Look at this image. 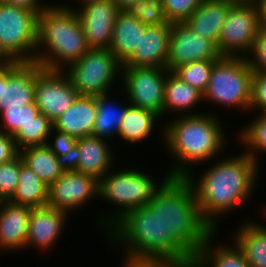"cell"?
I'll return each instance as SVG.
<instances>
[{"label": "cell", "mask_w": 266, "mask_h": 267, "mask_svg": "<svg viewBox=\"0 0 266 267\" xmlns=\"http://www.w3.org/2000/svg\"><path fill=\"white\" fill-rule=\"evenodd\" d=\"M156 214L164 238V262L191 267L213 228L201 216L193 185L170 176L147 203Z\"/></svg>", "instance_id": "obj_1"}, {"label": "cell", "mask_w": 266, "mask_h": 267, "mask_svg": "<svg viewBox=\"0 0 266 267\" xmlns=\"http://www.w3.org/2000/svg\"><path fill=\"white\" fill-rule=\"evenodd\" d=\"M236 154L226 157L224 153V158L219 156L214 164L210 161L205 164L208 168L198 170L199 175L192 171L186 176L195 190L201 216L214 231H221L222 217L243 209L256 195L262 165L243 150Z\"/></svg>", "instance_id": "obj_2"}, {"label": "cell", "mask_w": 266, "mask_h": 267, "mask_svg": "<svg viewBox=\"0 0 266 267\" xmlns=\"http://www.w3.org/2000/svg\"><path fill=\"white\" fill-rule=\"evenodd\" d=\"M206 111L164 120L162 148L172 158L171 165L167 166L164 173L172 177H186L208 161L224 155L227 144H230L227 137L230 134H227L225 123L223 125L224 119L217 112Z\"/></svg>", "instance_id": "obj_3"}, {"label": "cell", "mask_w": 266, "mask_h": 267, "mask_svg": "<svg viewBox=\"0 0 266 267\" xmlns=\"http://www.w3.org/2000/svg\"><path fill=\"white\" fill-rule=\"evenodd\" d=\"M52 2L38 15L34 62L43 69L63 71L90 48L76 11Z\"/></svg>", "instance_id": "obj_4"}, {"label": "cell", "mask_w": 266, "mask_h": 267, "mask_svg": "<svg viewBox=\"0 0 266 267\" xmlns=\"http://www.w3.org/2000/svg\"><path fill=\"white\" fill-rule=\"evenodd\" d=\"M104 177L99 179L98 199L104 203L112 204L109 210L101 211L100 215L96 214L98 221L95 224L98 229L97 233L105 234L118 220H120L127 212L134 208L147 206V203L156 194V191L170 177L166 174L162 178H157L150 173L149 170L144 172L143 167L137 168L118 164ZM121 166V167H120ZM137 168V169H136ZM140 169V170H139ZM104 212V213H103ZM107 212V213H106ZM102 231V232H100Z\"/></svg>", "instance_id": "obj_5"}, {"label": "cell", "mask_w": 266, "mask_h": 267, "mask_svg": "<svg viewBox=\"0 0 266 267\" xmlns=\"http://www.w3.org/2000/svg\"><path fill=\"white\" fill-rule=\"evenodd\" d=\"M103 237L107 239L105 243L111 252L118 247L122 249V259L164 262L160 221L148 206L127 212Z\"/></svg>", "instance_id": "obj_6"}, {"label": "cell", "mask_w": 266, "mask_h": 267, "mask_svg": "<svg viewBox=\"0 0 266 267\" xmlns=\"http://www.w3.org/2000/svg\"><path fill=\"white\" fill-rule=\"evenodd\" d=\"M252 75L246 57L221 56L212 67L202 105L211 103L219 109L238 111L241 116L249 114Z\"/></svg>", "instance_id": "obj_7"}, {"label": "cell", "mask_w": 266, "mask_h": 267, "mask_svg": "<svg viewBox=\"0 0 266 267\" xmlns=\"http://www.w3.org/2000/svg\"><path fill=\"white\" fill-rule=\"evenodd\" d=\"M122 67L109 48L90 49L63 71L79 95L98 96L120 88Z\"/></svg>", "instance_id": "obj_8"}, {"label": "cell", "mask_w": 266, "mask_h": 267, "mask_svg": "<svg viewBox=\"0 0 266 267\" xmlns=\"http://www.w3.org/2000/svg\"><path fill=\"white\" fill-rule=\"evenodd\" d=\"M22 6L0 3V44L20 62H34L38 15Z\"/></svg>", "instance_id": "obj_9"}, {"label": "cell", "mask_w": 266, "mask_h": 267, "mask_svg": "<svg viewBox=\"0 0 266 267\" xmlns=\"http://www.w3.org/2000/svg\"><path fill=\"white\" fill-rule=\"evenodd\" d=\"M261 28L255 3L232 4L216 45L219 53L222 56L246 57Z\"/></svg>", "instance_id": "obj_10"}, {"label": "cell", "mask_w": 266, "mask_h": 267, "mask_svg": "<svg viewBox=\"0 0 266 267\" xmlns=\"http://www.w3.org/2000/svg\"><path fill=\"white\" fill-rule=\"evenodd\" d=\"M167 72L165 68L123 66L120 89L132 106L153 111L163 120Z\"/></svg>", "instance_id": "obj_11"}, {"label": "cell", "mask_w": 266, "mask_h": 267, "mask_svg": "<svg viewBox=\"0 0 266 267\" xmlns=\"http://www.w3.org/2000/svg\"><path fill=\"white\" fill-rule=\"evenodd\" d=\"M99 180L89 174L66 171L48 186L47 205L70 215L98 199Z\"/></svg>", "instance_id": "obj_12"}, {"label": "cell", "mask_w": 266, "mask_h": 267, "mask_svg": "<svg viewBox=\"0 0 266 267\" xmlns=\"http://www.w3.org/2000/svg\"><path fill=\"white\" fill-rule=\"evenodd\" d=\"M35 104L54 122L78 98L79 93L62 70L42 69L34 81Z\"/></svg>", "instance_id": "obj_13"}, {"label": "cell", "mask_w": 266, "mask_h": 267, "mask_svg": "<svg viewBox=\"0 0 266 267\" xmlns=\"http://www.w3.org/2000/svg\"><path fill=\"white\" fill-rule=\"evenodd\" d=\"M221 56L212 40L195 33L185 22L171 25L167 59L168 71H173L185 63L198 60H218Z\"/></svg>", "instance_id": "obj_14"}, {"label": "cell", "mask_w": 266, "mask_h": 267, "mask_svg": "<svg viewBox=\"0 0 266 267\" xmlns=\"http://www.w3.org/2000/svg\"><path fill=\"white\" fill-rule=\"evenodd\" d=\"M90 49H108L120 11L113 0H92L75 9Z\"/></svg>", "instance_id": "obj_15"}, {"label": "cell", "mask_w": 266, "mask_h": 267, "mask_svg": "<svg viewBox=\"0 0 266 267\" xmlns=\"http://www.w3.org/2000/svg\"><path fill=\"white\" fill-rule=\"evenodd\" d=\"M69 217V213L48 205L32 208L25 250L31 247L42 255L53 252L69 224Z\"/></svg>", "instance_id": "obj_16"}, {"label": "cell", "mask_w": 266, "mask_h": 267, "mask_svg": "<svg viewBox=\"0 0 266 267\" xmlns=\"http://www.w3.org/2000/svg\"><path fill=\"white\" fill-rule=\"evenodd\" d=\"M171 23L147 26L141 32V41L134 54L123 64L129 67H154L167 69Z\"/></svg>", "instance_id": "obj_17"}, {"label": "cell", "mask_w": 266, "mask_h": 267, "mask_svg": "<svg viewBox=\"0 0 266 267\" xmlns=\"http://www.w3.org/2000/svg\"><path fill=\"white\" fill-rule=\"evenodd\" d=\"M42 69L36 62H21L1 82L0 112L35 103L34 81Z\"/></svg>", "instance_id": "obj_18"}, {"label": "cell", "mask_w": 266, "mask_h": 267, "mask_svg": "<svg viewBox=\"0 0 266 267\" xmlns=\"http://www.w3.org/2000/svg\"><path fill=\"white\" fill-rule=\"evenodd\" d=\"M31 210L32 208L26 205L10 201L0 202L1 252H24Z\"/></svg>", "instance_id": "obj_19"}, {"label": "cell", "mask_w": 266, "mask_h": 267, "mask_svg": "<svg viewBox=\"0 0 266 267\" xmlns=\"http://www.w3.org/2000/svg\"><path fill=\"white\" fill-rule=\"evenodd\" d=\"M109 142L107 139L93 135L78 138L76 146L80 156L76 171L92 175L99 180L115 166H118L117 153L112 147V143ZM113 149L114 151H112Z\"/></svg>", "instance_id": "obj_20"}, {"label": "cell", "mask_w": 266, "mask_h": 267, "mask_svg": "<svg viewBox=\"0 0 266 267\" xmlns=\"http://www.w3.org/2000/svg\"><path fill=\"white\" fill-rule=\"evenodd\" d=\"M201 103H204L202 92L182 81L172 71L167 72L164 85L163 121L168 119V116L171 119L172 116L178 117L204 113L206 112L205 110L201 112L196 109L197 107H204L200 106ZM171 114L173 115L171 116Z\"/></svg>", "instance_id": "obj_21"}, {"label": "cell", "mask_w": 266, "mask_h": 267, "mask_svg": "<svg viewBox=\"0 0 266 267\" xmlns=\"http://www.w3.org/2000/svg\"><path fill=\"white\" fill-rule=\"evenodd\" d=\"M120 91L122 94L119 93V95L123 99H119L118 96L114 98L118 91L117 93L111 92L96 96V119L93 125V136L109 141L117 139L122 120L131 106L125 94L121 89Z\"/></svg>", "instance_id": "obj_22"}, {"label": "cell", "mask_w": 266, "mask_h": 267, "mask_svg": "<svg viewBox=\"0 0 266 267\" xmlns=\"http://www.w3.org/2000/svg\"><path fill=\"white\" fill-rule=\"evenodd\" d=\"M161 119L153 111L131 105L122 120L117 139H121L124 142L123 146L127 143L131 144V146L138 143L141 145L155 134L154 130H157L156 132L159 130L158 135L161 137L159 139L164 142V122Z\"/></svg>", "instance_id": "obj_23"}, {"label": "cell", "mask_w": 266, "mask_h": 267, "mask_svg": "<svg viewBox=\"0 0 266 267\" xmlns=\"http://www.w3.org/2000/svg\"><path fill=\"white\" fill-rule=\"evenodd\" d=\"M245 219L236 226L230 241L242 251L249 267H266V223L262 225L255 218Z\"/></svg>", "instance_id": "obj_24"}, {"label": "cell", "mask_w": 266, "mask_h": 267, "mask_svg": "<svg viewBox=\"0 0 266 267\" xmlns=\"http://www.w3.org/2000/svg\"><path fill=\"white\" fill-rule=\"evenodd\" d=\"M96 119V96L79 95L75 102L54 122L53 128L76 139L91 136Z\"/></svg>", "instance_id": "obj_25"}, {"label": "cell", "mask_w": 266, "mask_h": 267, "mask_svg": "<svg viewBox=\"0 0 266 267\" xmlns=\"http://www.w3.org/2000/svg\"><path fill=\"white\" fill-rule=\"evenodd\" d=\"M232 3L223 0H203L185 22L200 36L218 43L220 30Z\"/></svg>", "instance_id": "obj_26"}, {"label": "cell", "mask_w": 266, "mask_h": 267, "mask_svg": "<svg viewBox=\"0 0 266 267\" xmlns=\"http://www.w3.org/2000/svg\"><path fill=\"white\" fill-rule=\"evenodd\" d=\"M219 231H214L199 253L194 257L191 267H249L242 251L231 243L216 242ZM225 243V244H224Z\"/></svg>", "instance_id": "obj_27"}, {"label": "cell", "mask_w": 266, "mask_h": 267, "mask_svg": "<svg viewBox=\"0 0 266 267\" xmlns=\"http://www.w3.org/2000/svg\"><path fill=\"white\" fill-rule=\"evenodd\" d=\"M146 27L126 11L118 12L109 49L122 64L134 54L141 41V32H144Z\"/></svg>", "instance_id": "obj_28"}, {"label": "cell", "mask_w": 266, "mask_h": 267, "mask_svg": "<svg viewBox=\"0 0 266 267\" xmlns=\"http://www.w3.org/2000/svg\"><path fill=\"white\" fill-rule=\"evenodd\" d=\"M48 185L27 165L20 155V174L16 191L10 200L14 204L31 208L47 205Z\"/></svg>", "instance_id": "obj_29"}, {"label": "cell", "mask_w": 266, "mask_h": 267, "mask_svg": "<svg viewBox=\"0 0 266 267\" xmlns=\"http://www.w3.org/2000/svg\"><path fill=\"white\" fill-rule=\"evenodd\" d=\"M250 114L254 115L250 119L251 121L244 126L242 125L240 131L237 130L236 135L232 137H235L234 141L241 149L243 148L246 154L252 156L256 162L262 165L261 160L266 154V112L249 113L247 117H250Z\"/></svg>", "instance_id": "obj_30"}, {"label": "cell", "mask_w": 266, "mask_h": 267, "mask_svg": "<svg viewBox=\"0 0 266 267\" xmlns=\"http://www.w3.org/2000/svg\"><path fill=\"white\" fill-rule=\"evenodd\" d=\"M23 163L32 169L48 186L63 175L57 156L47 145L29 146L20 150Z\"/></svg>", "instance_id": "obj_31"}, {"label": "cell", "mask_w": 266, "mask_h": 267, "mask_svg": "<svg viewBox=\"0 0 266 267\" xmlns=\"http://www.w3.org/2000/svg\"><path fill=\"white\" fill-rule=\"evenodd\" d=\"M52 128L53 122L40 113L34 123L20 127L13 135L17 148L21 150L29 146L46 145Z\"/></svg>", "instance_id": "obj_32"}, {"label": "cell", "mask_w": 266, "mask_h": 267, "mask_svg": "<svg viewBox=\"0 0 266 267\" xmlns=\"http://www.w3.org/2000/svg\"><path fill=\"white\" fill-rule=\"evenodd\" d=\"M217 60H198L182 64L172 72L182 81L204 93L208 87L212 67Z\"/></svg>", "instance_id": "obj_33"}, {"label": "cell", "mask_w": 266, "mask_h": 267, "mask_svg": "<svg viewBox=\"0 0 266 267\" xmlns=\"http://www.w3.org/2000/svg\"><path fill=\"white\" fill-rule=\"evenodd\" d=\"M39 114L40 110L35 103L18 108H5L0 112V131L13 136L20 127L34 123Z\"/></svg>", "instance_id": "obj_34"}, {"label": "cell", "mask_w": 266, "mask_h": 267, "mask_svg": "<svg viewBox=\"0 0 266 267\" xmlns=\"http://www.w3.org/2000/svg\"><path fill=\"white\" fill-rule=\"evenodd\" d=\"M124 11L146 26L169 23L164 11L163 0H138Z\"/></svg>", "instance_id": "obj_35"}, {"label": "cell", "mask_w": 266, "mask_h": 267, "mask_svg": "<svg viewBox=\"0 0 266 267\" xmlns=\"http://www.w3.org/2000/svg\"><path fill=\"white\" fill-rule=\"evenodd\" d=\"M20 174V154L0 164V202L10 201L16 191Z\"/></svg>", "instance_id": "obj_36"}, {"label": "cell", "mask_w": 266, "mask_h": 267, "mask_svg": "<svg viewBox=\"0 0 266 267\" xmlns=\"http://www.w3.org/2000/svg\"><path fill=\"white\" fill-rule=\"evenodd\" d=\"M203 0H163L164 11L168 22L184 23L198 8Z\"/></svg>", "instance_id": "obj_37"}, {"label": "cell", "mask_w": 266, "mask_h": 267, "mask_svg": "<svg viewBox=\"0 0 266 267\" xmlns=\"http://www.w3.org/2000/svg\"><path fill=\"white\" fill-rule=\"evenodd\" d=\"M266 112V73L253 72L249 113Z\"/></svg>", "instance_id": "obj_38"}, {"label": "cell", "mask_w": 266, "mask_h": 267, "mask_svg": "<svg viewBox=\"0 0 266 267\" xmlns=\"http://www.w3.org/2000/svg\"><path fill=\"white\" fill-rule=\"evenodd\" d=\"M246 58L253 72L266 73V29H260Z\"/></svg>", "instance_id": "obj_39"}, {"label": "cell", "mask_w": 266, "mask_h": 267, "mask_svg": "<svg viewBox=\"0 0 266 267\" xmlns=\"http://www.w3.org/2000/svg\"><path fill=\"white\" fill-rule=\"evenodd\" d=\"M76 142L77 139L67 132L52 128L46 145L55 155H66Z\"/></svg>", "instance_id": "obj_40"}, {"label": "cell", "mask_w": 266, "mask_h": 267, "mask_svg": "<svg viewBox=\"0 0 266 267\" xmlns=\"http://www.w3.org/2000/svg\"><path fill=\"white\" fill-rule=\"evenodd\" d=\"M20 154L12 135L0 131V164L15 159Z\"/></svg>", "instance_id": "obj_41"}, {"label": "cell", "mask_w": 266, "mask_h": 267, "mask_svg": "<svg viewBox=\"0 0 266 267\" xmlns=\"http://www.w3.org/2000/svg\"><path fill=\"white\" fill-rule=\"evenodd\" d=\"M58 164L64 170L66 171H76L77 165L79 161V149L75 145L69 152H67L66 155H56Z\"/></svg>", "instance_id": "obj_42"}, {"label": "cell", "mask_w": 266, "mask_h": 267, "mask_svg": "<svg viewBox=\"0 0 266 267\" xmlns=\"http://www.w3.org/2000/svg\"><path fill=\"white\" fill-rule=\"evenodd\" d=\"M8 3L15 6H22L29 9H33L35 12H40L44 8L48 7L51 2L48 0H0V3Z\"/></svg>", "instance_id": "obj_43"}, {"label": "cell", "mask_w": 266, "mask_h": 267, "mask_svg": "<svg viewBox=\"0 0 266 267\" xmlns=\"http://www.w3.org/2000/svg\"><path fill=\"white\" fill-rule=\"evenodd\" d=\"M120 266L122 267H176L170 263L162 261H132L128 259H121Z\"/></svg>", "instance_id": "obj_44"}, {"label": "cell", "mask_w": 266, "mask_h": 267, "mask_svg": "<svg viewBox=\"0 0 266 267\" xmlns=\"http://www.w3.org/2000/svg\"><path fill=\"white\" fill-rule=\"evenodd\" d=\"M21 62L15 60L7 50L0 44V67L9 64H20Z\"/></svg>", "instance_id": "obj_45"}, {"label": "cell", "mask_w": 266, "mask_h": 267, "mask_svg": "<svg viewBox=\"0 0 266 267\" xmlns=\"http://www.w3.org/2000/svg\"><path fill=\"white\" fill-rule=\"evenodd\" d=\"M255 4L259 12L261 27L266 29V0H256Z\"/></svg>", "instance_id": "obj_46"}, {"label": "cell", "mask_w": 266, "mask_h": 267, "mask_svg": "<svg viewBox=\"0 0 266 267\" xmlns=\"http://www.w3.org/2000/svg\"><path fill=\"white\" fill-rule=\"evenodd\" d=\"M19 64H9L0 67V91L1 82L7 78V76L18 66Z\"/></svg>", "instance_id": "obj_47"}, {"label": "cell", "mask_w": 266, "mask_h": 267, "mask_svg": "<svg viewBox=\"0 0 266 267\" xmlns=\"http://www.w3.org/2000/svg\"><path fill=\"white\" fill-rule=\"evenodd\" d=\"M68 2L66 3L65 1H63V3L61 2V1H58L59 3V5L60 6H62V7H65V8H68V9H73V10H75L76 8H78L79 6H81L82 4H84V3H86V2H90V1H92V0H67ZM77 1V2H76ZM70 2L72 3V4H70ZM73 2H75V5H77V6H75L74 5V3ZM61 3V4H60ZM77 3V4H76Z\"/></svg>", "instance_id": "obj_48"}, {"label": "cell", "mask_w": 266, "mask_h": 267, "mask_svg": "<svg viewBox=\"0 0 266 267\" xmlns=\"http://www.w3.org/2000/svg\"><path fill=\"white\" fill-rule=\"evenodd\" d=\"M114 3L117 5L119 10H125L131 4L135 3L138 0H113Z\"/></svg>", "instance_id": "obj_49"}, {"label": "cell", "mask_w": 266, "mask_h": 267, "mask_svg": "<svg viewBox=\"0 0 266 267\" xmlns=\"http://www.w3.org/2000/svg\"><path fill=\"white\" fill-rule=\"evenodd\" d=\"M228 1L232 4H249V3H255L256 0H223Z\"/></svg>", "instance_id": "obj_50"}, {"label": "cell", "mask_w": 266, "mask_h": 267, "mask_svg": "<svg viewBox=\"0 0 266 267\" xmlns=\"http://www.w3.org/2000/svg\"><path fill=\"white\" fill-rule=\"evenodd\" d=\"M263 206V207H262ZM260 208H262L260 211H262L263 213H261L262 214V216H260V217H263V219H260V220H265L264 222H266V205L264 204V205H262ZM265 218V219H264Z\"/></svg>", "instance_id": "obj_51"}]
</instances>
